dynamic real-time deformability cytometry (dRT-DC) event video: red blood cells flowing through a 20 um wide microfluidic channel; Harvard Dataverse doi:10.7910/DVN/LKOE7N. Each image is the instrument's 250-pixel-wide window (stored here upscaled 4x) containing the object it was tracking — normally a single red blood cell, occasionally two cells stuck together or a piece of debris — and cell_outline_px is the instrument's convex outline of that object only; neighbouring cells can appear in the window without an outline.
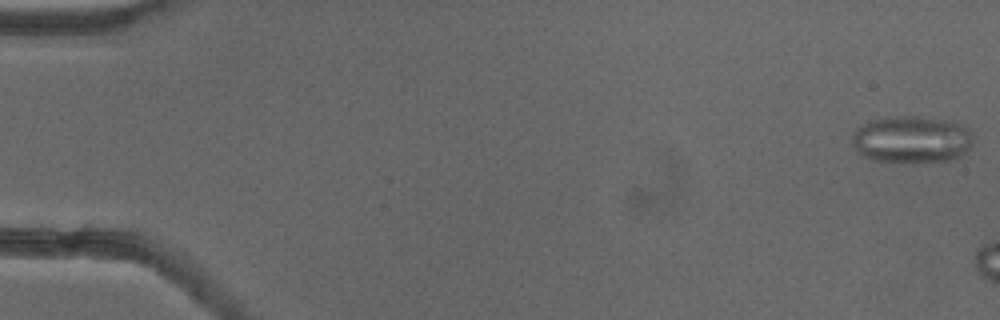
{"species": "common noctule bat (a hibernating species)", "species_latin": "Nyctalus noctula", "temperature_condition": "cold", "stored_images_in_passage": 10, "camera_frame_rate_fps": 3000, "um_per_image_px": 0.085, "animal": {"sex": "female"}, "frame": {"image": 1, "passage_image": 1, "time_ms": 0.0, "image_size_px": [1000, 320], "cell_outline_px": [[972, 144], [960, 156], [952, 160], [916, 164], [908, 164], [872, 160], [860, 156], [856, 152], [852, 140], [852, 136], [856, 128], [872, 120], [896, 116], [920, 116], [956, 120], [968, 124], [972, 140]], "centroid_in_image_um": [77.52, 11.87], "position_along_channel_um": 7.5, "area_um2": 34.45}}